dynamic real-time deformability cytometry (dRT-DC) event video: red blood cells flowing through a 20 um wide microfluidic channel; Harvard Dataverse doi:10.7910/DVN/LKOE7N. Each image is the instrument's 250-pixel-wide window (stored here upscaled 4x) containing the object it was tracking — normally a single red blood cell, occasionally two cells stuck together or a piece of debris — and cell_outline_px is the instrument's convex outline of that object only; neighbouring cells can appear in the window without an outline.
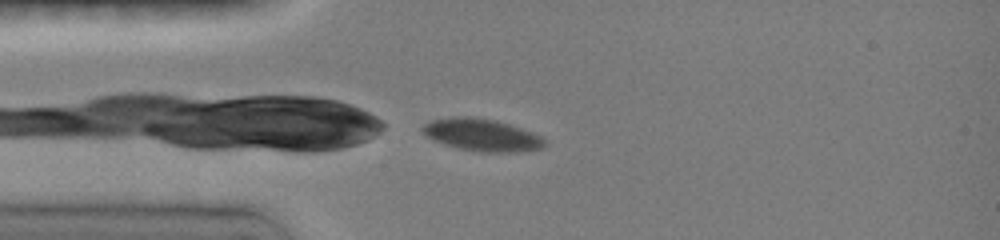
{"species": "common noctule bat (a hibernating species)", "species_latin": "Nyctalus noctula", "temperature_condition": "room temperature", "stored_images_in_passage": 31, "camera_frame_rate_fps": 3000, "um_per_image_px": 0.085, "animal": {"sex": "female", "body_mass_g": 19.0, "forearm_length_mm": 51.5}, "frame": {"image": 1, "passage_image": 1, "time_ms": 0.0, "image_size_px": [1000, 240], "cell_outline_px": [[548, 144], [544, 148], [520, 152], [480, 152], [456, 148], [432, 140], [420, 128], [424, 124], [432, 120], [448, 116], [472, 116], [496, 120], [532, 132], [540, 136]], "centroid_in_image_um": [40.96, 11.47], "position_along_channel_um": 44.0, "area_um2": 23.24}}
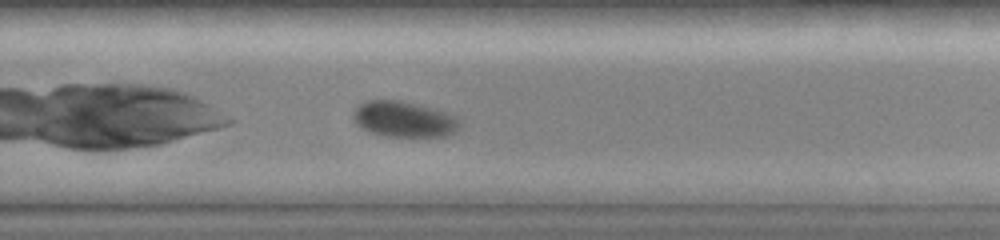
{"frame": {"image": 2, "passage_image": 21, "time_ms": 6.667, "image_size_px": [1000, 240], "cell_outline_px": [[460, 128], [456, 132], [448, 136], [384, 136], [368, 132], [356, 124], [352, 116], [352, 112], [356, 104], [368, 100], [400, 100], [432, 108], [456, 116], [460, 120]], "centroid_in_image_um": [34.3, 10.13], "position_along_channel_um": 295.5, "area_um2": 22.48}}
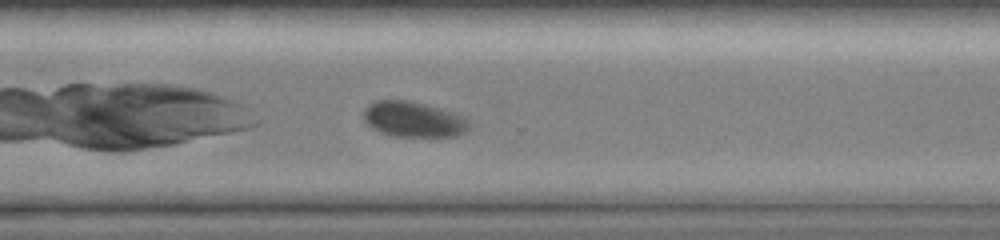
{"frame": {"image": 3, "passage_image": 24, "time_ms": 7.667, "image_size_px": [1000, 240], "cell_outline_px": [[472, 124], [468, 132], [456, 136], [396, 136], [380, 132], [372, 128], [364, 120], [364, 108], [368, 104], [376, 100], [408, 100], [424, 104], [468, 116]], "centroid_in_image_um": [35.22, 10.14], "position_along_channel_um": 335.4, "area_um2": 22.14}, "authors_computed_cell_mechanics": {"area_um2": 23.12, "velocity_mm_per_s": 3.9517, "shape_relaxation_time_tau1_ms": 2.7256, "shape_relaxation_time_tau2_ms": null, "deformation_change_tau1": 0.0848, "deformation_change_tau2": null}}